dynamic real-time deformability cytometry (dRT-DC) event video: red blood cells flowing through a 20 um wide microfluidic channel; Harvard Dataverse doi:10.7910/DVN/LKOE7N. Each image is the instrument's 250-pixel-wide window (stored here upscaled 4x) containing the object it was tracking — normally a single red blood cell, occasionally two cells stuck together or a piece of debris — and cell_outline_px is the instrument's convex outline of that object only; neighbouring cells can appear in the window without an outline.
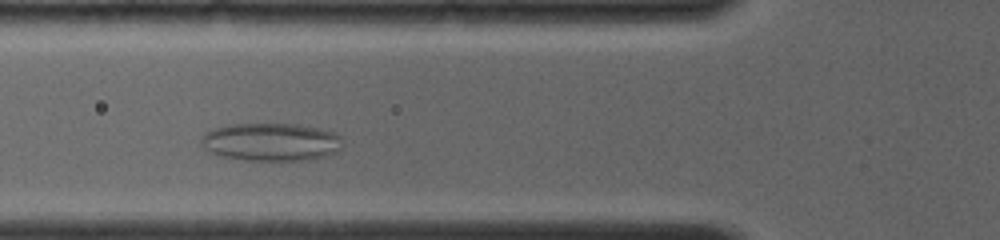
{"species": "common noctule bat (a hibernating species)", "species_latin": "Nyctalus noctula", "temperature_condition": "room temperature", "stored_images_in_passage": 24, "camera_frame_rate_fps": 4000, "um_per_image_px": 0.085, "animal": {"sex": "female", "body_mass_g": 19.0, "forearm_length_mm": 56.7}, "frame": {"image": 1, "passage_image": 8, "time_ms": 2.75, "image_size_px": [1000, 240], "cell_outline_px": [[344, 144], [336, 152], [328, 156], [304, 160], [236, 160], [208, 152], [200, 144], [200, 140], [204, 132], [212, 128], [228, 124], [296, 124], [316, 128], [332, 132], [340, 136]], "centroid_in_image_um": [22.98, 12.07], "position_along_channel_um": 102.8, "area_um2": 31.62}}